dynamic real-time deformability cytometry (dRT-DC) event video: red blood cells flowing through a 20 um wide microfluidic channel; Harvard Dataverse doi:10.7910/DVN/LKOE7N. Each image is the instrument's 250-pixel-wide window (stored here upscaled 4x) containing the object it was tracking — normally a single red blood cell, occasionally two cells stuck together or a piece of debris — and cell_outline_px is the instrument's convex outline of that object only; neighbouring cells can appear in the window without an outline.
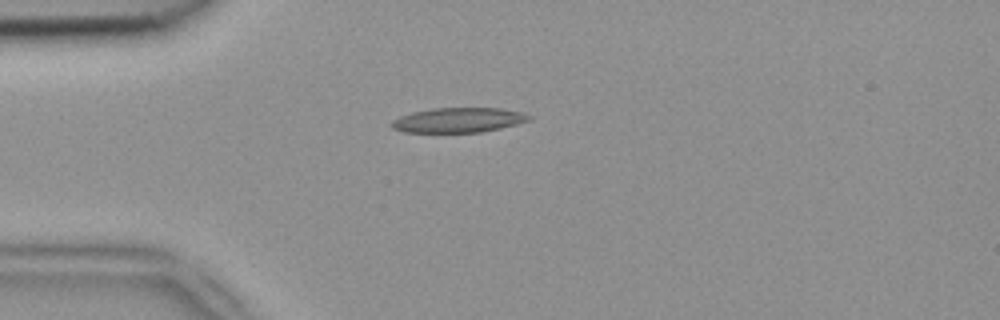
{"species": "common noctule bat (a hibernating species)", "species_latin": "Nyctalus noctula", "temperature_condition": "room temperature", "stored_images_in_passage": 1, "camera_frame_rate_fps": 3000, "um_per_image_px": 0.085, "animal": {"sex": "female", "body_mass_g": 18.4}, "frame": {"image": 1, "passage_image": 1, "time_ms": 0.0, "image_size_px": [1000, 320], "cell_outline_px": [[532, 120], [500, 128], [480, 132], [404, 132], [392, 128], [388, 124], [392, 120], [400, 116], [412, 112], [432, 108], [500, 108], [520, 112], [532, 116]], "centroid_in_image_um": [38.93, 10.2], "position_along_channel_um": 46.1, "area_um2": 19.88}}